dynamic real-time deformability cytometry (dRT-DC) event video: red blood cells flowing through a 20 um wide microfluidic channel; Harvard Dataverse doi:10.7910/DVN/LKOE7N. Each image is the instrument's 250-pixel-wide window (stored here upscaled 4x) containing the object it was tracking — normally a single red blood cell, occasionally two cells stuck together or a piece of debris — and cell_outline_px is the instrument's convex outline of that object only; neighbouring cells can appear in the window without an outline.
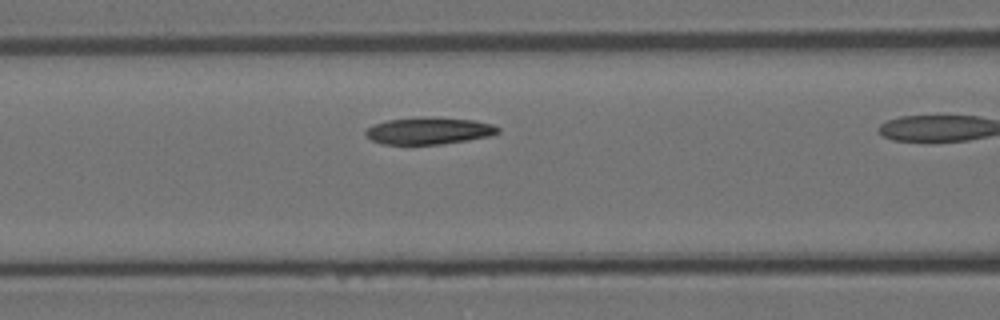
{"species": "Egyptian fruit bat (a non-hibernating species)", "species_latin": "Rousettus aegyptiacus", "temperature_condition": "room temperature", "stored_images_in_passage": 17, "camera_frame_rate_fps": 3000, "um_per_image_px": 0.085, "animal": {"sex": "female"}, "frame": {"image": 1, "passage_image": 12, "time_ms": 3.667, "image_size_px": [1000, 320], "cell_outline_px": [[500, 132], [488, 136], [468, 140], [440, 144], [384, 144], [372, 140], [364, 132], [368, 128], [376, 124], [388, 120], [420, 116], [472, 120], [492, 124], [500, 128]], "centroid_in_image_um": [36.47, 11.11], "position_along_channel_um": 130.1, "area_um2": 20.58}}
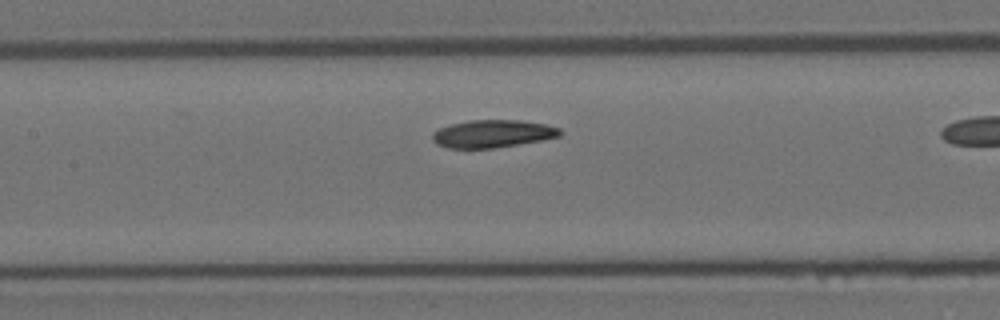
{"frame": {"image": 2, "passage_image": 15, "time_ms": 4.667, "image_size_px": [1000, 320], "cell_outline_px": [[564, 132], [560, 136], [540, 140], [492, 148], [448, 148], [436, 144], [432, 140], [432, 132], [440, 128], [452, 124], [468, 120], [520, 120], [548, 124], [560, 128]], "centroid_in_image_um": [41.88, 11.36], "position_along_channel_um": 165.5, "area_um2": 20.58}}